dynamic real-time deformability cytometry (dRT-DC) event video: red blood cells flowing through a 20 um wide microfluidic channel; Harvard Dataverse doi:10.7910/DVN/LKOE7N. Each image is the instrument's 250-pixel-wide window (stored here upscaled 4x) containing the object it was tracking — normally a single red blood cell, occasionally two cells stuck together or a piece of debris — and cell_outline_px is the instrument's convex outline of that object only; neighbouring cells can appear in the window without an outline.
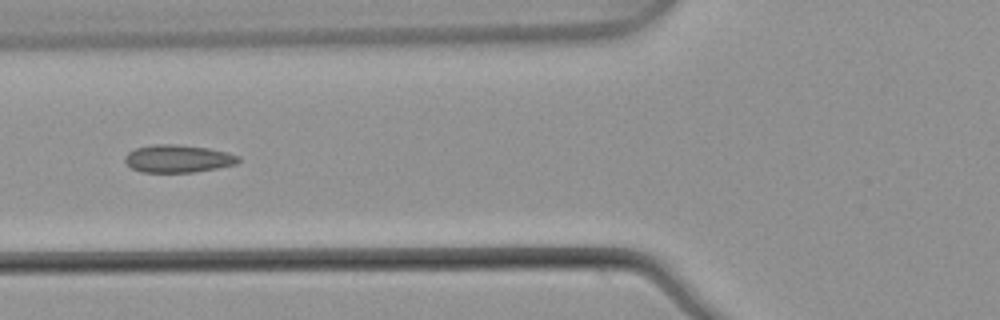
{"species": "common noctule bat (a hibernating species)", "species_latin": "Nyctalus noctula", "temperature_condition": "warm", "stored_images_in_passage": 5, "camera_frame_rate_fps": 3000, "um_per_image_px": 0.085, "animal": {"sex": "male", "body_mass_g": 21.5, "forearm_length_mm": 52.0}, "frame": {"image": 1, "passage_image": 5, "time_ms": 1.333, "image_size_px": [1000, 320], "cell_outline_px": [[240, 160], [236, 164], [216, 168], [192, 172], [140, 172], [132, 168], [124, 160], [124, 156], [128, 152], [136, 148], [152, 144], [176, 144], [208, 148], [240, 156]], "centroid_in_image_um": [15.1, 13.48], "position_along_channel_um": 110.7, "area_um2": 18.21}}